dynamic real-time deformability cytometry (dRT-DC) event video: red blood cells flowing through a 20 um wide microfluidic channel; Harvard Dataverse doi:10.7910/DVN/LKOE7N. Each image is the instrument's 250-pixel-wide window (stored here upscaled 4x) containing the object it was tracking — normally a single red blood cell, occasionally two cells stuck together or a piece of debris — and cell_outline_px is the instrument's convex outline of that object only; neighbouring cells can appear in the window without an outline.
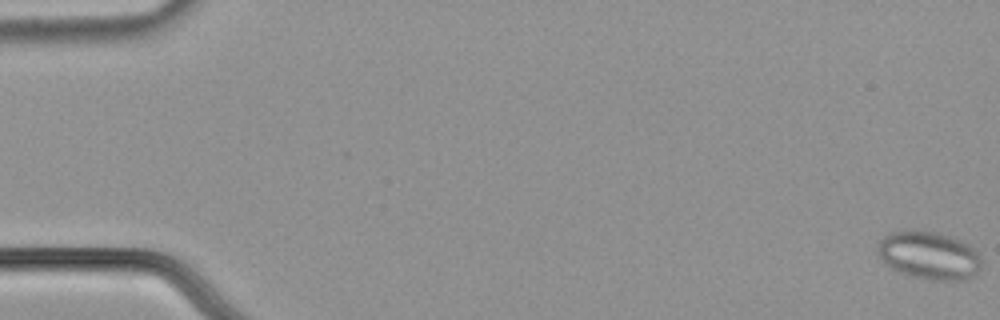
{"species": "common noctule bat (a hibernating species)", "species_latin": "Nyctalus noctula", "temperature_condition": "cold", "stored_images_in_passage": 59, "segment_of_instrument_passage": [1, 2], "camera_frame_rate_fps": 3000, "um_per_image_px": 0.085, "animal": {"sex": "male", "body_mass_g": 21.5, "forearm_length_mm": 52.0}, "frame": {"image": 1, "passage_image": 1, "time_ms": 0.0, "image_size_px": [1000, 320], "cell_outline_px": [[980, 268], [972, 276], [964, 280], [932, 280], [912, 276], [896, 272], [888, 268], [880, 256], [880, 240], [884, 236], [892, 232], [936, 232], [960, 240], [968, 244], [980, 256]], "centroid_in_image_um": [78.97, 21.75], "position_along_channel_um": 6.0, "area_um2": 28.38}}